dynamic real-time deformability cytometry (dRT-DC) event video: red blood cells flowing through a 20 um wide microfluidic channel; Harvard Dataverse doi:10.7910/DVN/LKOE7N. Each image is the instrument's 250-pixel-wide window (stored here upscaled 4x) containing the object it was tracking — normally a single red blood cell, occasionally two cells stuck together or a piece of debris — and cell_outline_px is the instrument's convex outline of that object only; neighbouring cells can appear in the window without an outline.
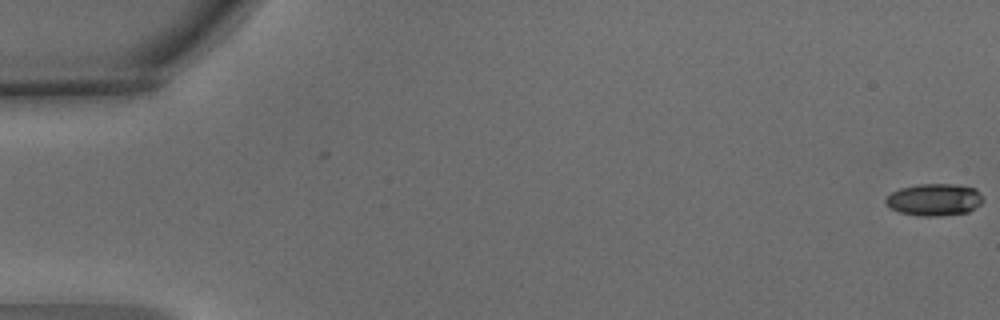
{"species": "common noctule bat (a hibernating species)", "species_latin": "Nyctalus noctula", "temperature_condition": "warm", "stored_images_in_passage": 8, "camera_frame_rate_fps": 3000, "um_per_image_px": 0.085, "animal": {"sex": "male", "body_mass_g": 15.6}, "frame": {"image": 1, "passage_image": 1, "time_ms": 0.0, "image_size_px": [1000, 320], "cell_outline_px": [[984, 200], [980, 204], [968, 212], [940, 216], [920, 216], [900, 212], [892, 208], [884, 200], [892, 192], [900, 188], [920, 184], [952, 184], [976, 188]], "centroid_in_image_um": [79.44, 16.97], "position_along_channel_um": 5.6, "area_um2": 18.03}}
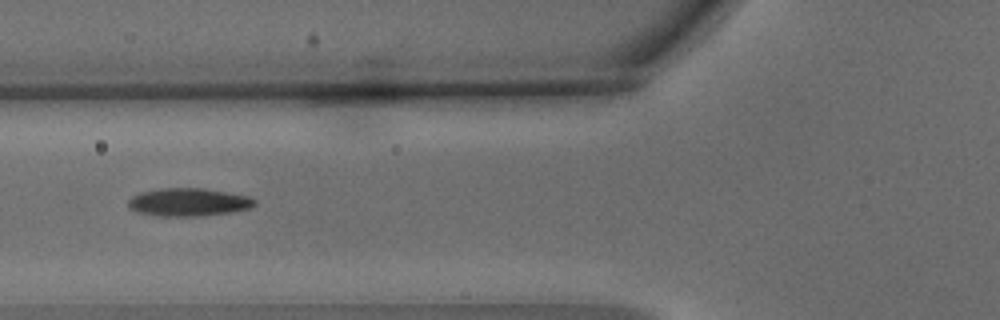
{"frame": {"image": 2, "passage_image": 7, "time_ms": 2.0, "image_size_px": [1000, 320], "cell_outline_px": [[256, 204], [248, 208], [232, 212], [196, 216], [156, 216], [136, 212], [128, 208], [128, 200], [132, 196], [140, 192], [160, 188], [204, 188], [248, 196], [256, 200]], "centroid_in_image_um": [15.97, 17.18], "position_along_channel_um": 109.8, "area_um2": 20.69}}
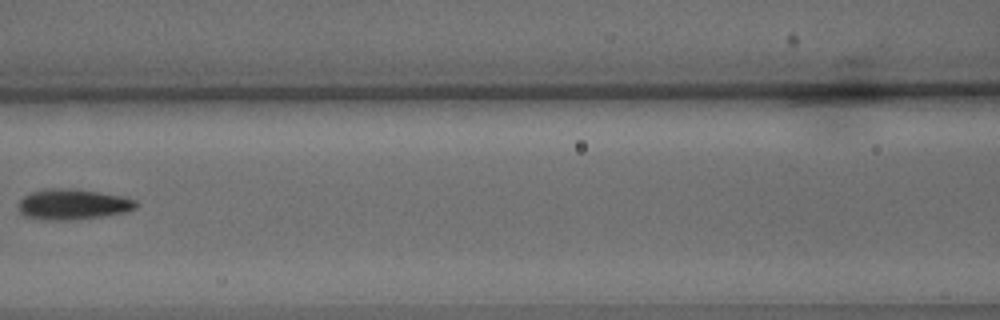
{"frame": {"image": 3, "passage_image": 8, "time_ms": 2.333, "image_size_px": [1000, 320], "cell_outline_px": [[140, 204], [136, 208], [128, 212], [104, 216], [72, 220], [44, 220], [24, 216], [16, 208], [20, 200], [24, 196], [32, 192], [48, 188], [76, 188], [120, 196], [136, 200]], "centroid_in_image_um": [6.19, 17.37], "position_along_channel_um": 160.4, "area_um2": 21.27}}